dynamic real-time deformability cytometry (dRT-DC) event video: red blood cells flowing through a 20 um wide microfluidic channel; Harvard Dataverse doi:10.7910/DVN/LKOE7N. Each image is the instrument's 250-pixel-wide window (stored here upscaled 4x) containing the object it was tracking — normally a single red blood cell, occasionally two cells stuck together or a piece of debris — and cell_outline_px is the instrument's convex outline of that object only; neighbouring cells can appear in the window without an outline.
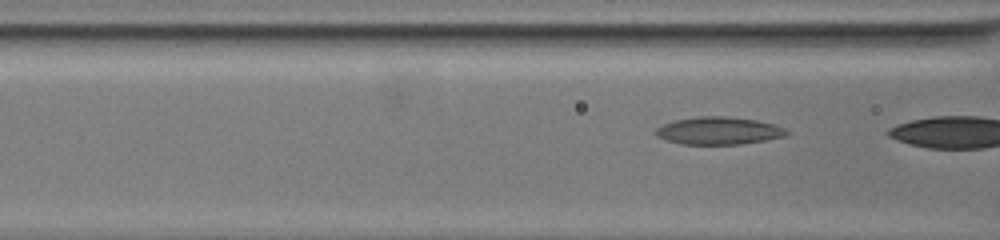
{"species": "common noctule bat (a hibernating species)", "species_latin": "Nyctalus noctula", "temperature_condition": "warm", "stored_images_in_passage": 30, "camera_frame_rate_fps": 3000, "um_per_image_px": 0.085, "animal": {"sex": "female", "body_mass_g": 19.5, "forearm_length_mm": 54.1}, "frame": {"image": 1, "passage_image": 29, "time_ms": 9.333, "image_size_px": [1000, 240], "cell_outline_px": [[788, 132], [784, 136], [764, 140], [740, 144], [680, 144], [656, 136], [652, 132], [656, 128], [664, 124], [676, 120], [700, 116], [724, 116], [756, 120], [772, 124], [784, 128]], "centroid_in_image_um": [61.03, 11.11], "position_along_channel_um": 105.6, "area_um2": 20.75}}